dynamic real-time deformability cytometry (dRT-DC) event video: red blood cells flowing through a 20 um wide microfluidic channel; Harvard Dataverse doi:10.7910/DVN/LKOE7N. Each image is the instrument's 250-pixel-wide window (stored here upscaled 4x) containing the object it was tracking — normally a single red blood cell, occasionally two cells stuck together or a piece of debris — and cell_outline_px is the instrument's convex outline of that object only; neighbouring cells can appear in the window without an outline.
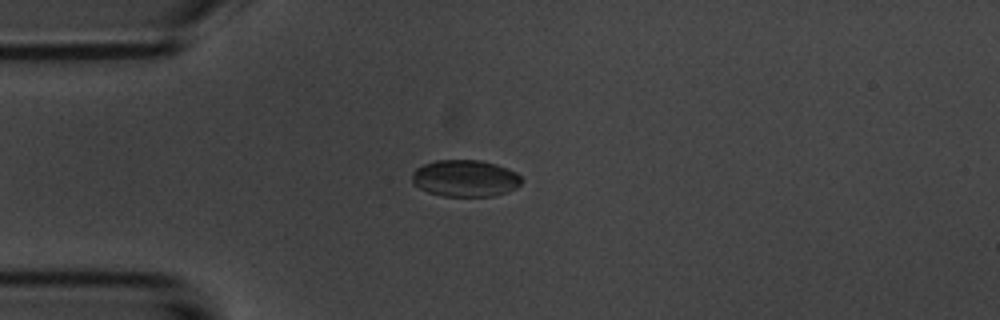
{"species": "common noctule bat (a hibernating species)", "species_latin": "Nyctalus noctula", "temperature_condition": "room temperature", "stored_images_in_passage": 6, "camera_frame_rate_fps": 3000, "um_per_image_px": 0.085, "animal": {"sex": "male", "body_mass_g": 20.1, "forearm_length_mm": 53.5}, "frame": {"image": 1, "passage_image": 3, "time_ms": 3.333, "image_size_px": [1000, 320], "cell_outline_px": [[524, 180], [516, 188], [508, 192], [492, 196], [444, 196], [428, 192], [412, 184], [412, 172], [416, 168], [424, 164], [436, 160], [480, 160], [496, 164], [508, 168], [516, 172]], "centroid_in_image_um": [39.55, 15.15], "position_along_channel_um": 45.5, "area_um2": 23.64}}
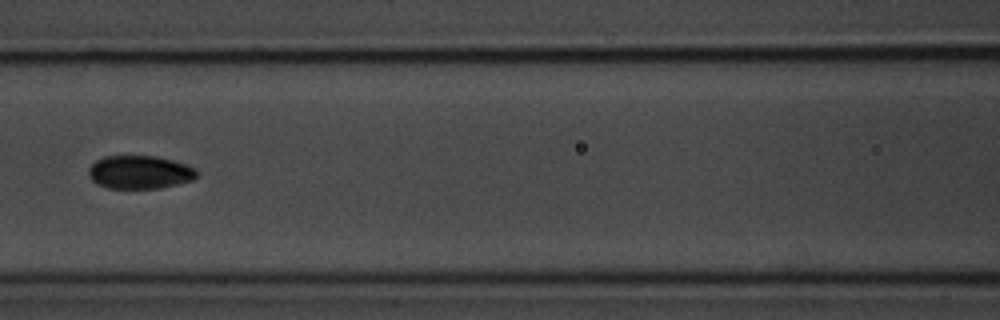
{"frame": {"image": 2, "passage_image": 6, "time_ms": 6.667, "image_size_px": [1000, 320], "cell_outline_px": [[196, 176], [192, 180], [160, 188], [108, 188], [96, 184], [88, 176], [88, 168], [96, 160], [104, 156], [156, 156], [188, 164], [196, 168]], "centroid_in_image_um": [11.85, 14.63], "position_along_channel_um": 154.7, "area_um2": 21.04}}